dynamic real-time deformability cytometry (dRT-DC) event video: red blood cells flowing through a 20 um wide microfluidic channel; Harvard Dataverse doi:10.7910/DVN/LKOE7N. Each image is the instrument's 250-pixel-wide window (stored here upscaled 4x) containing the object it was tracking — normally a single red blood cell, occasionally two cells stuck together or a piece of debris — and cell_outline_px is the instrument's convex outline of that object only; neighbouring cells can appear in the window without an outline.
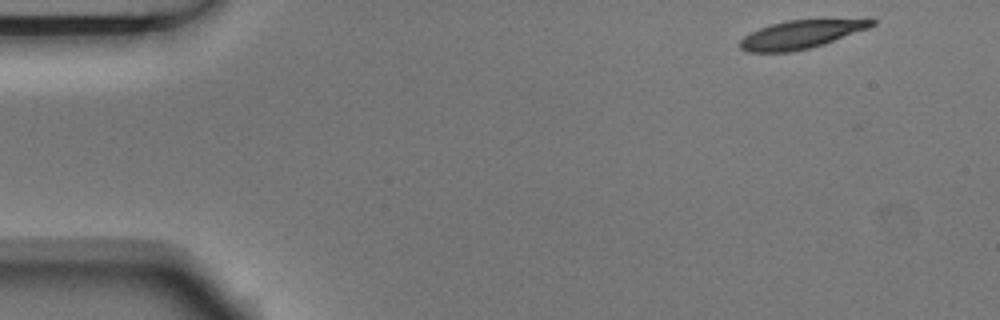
{"species": "Egyptian fruit bat (a non-hibernating species)", "species_latin": "Rousettus aegyptiacus", "temperature_condition": "room temperature", "stored_images_in_passage": 4, "camera_frame_rate_fps": 3000, "um_per_image_px": 0.085, "animal": {"sex": "male"}, "frame": {"image": 1, "passage_image": 1, "time_ms": 0.0, "image_size_px": [1000, 320], "cell_outline_px": [[876, 24], [868, 28], [824, 44], [792, 52], [748, 52], [740, 48], [740, 40], [744, 36], [760, 28], [784, 20], [872, 16], [876, 20]], "centroid_in_image_um": [68.24, 2.86], "position_along_channel_um": 16.8, "area_um2": 22.54}}
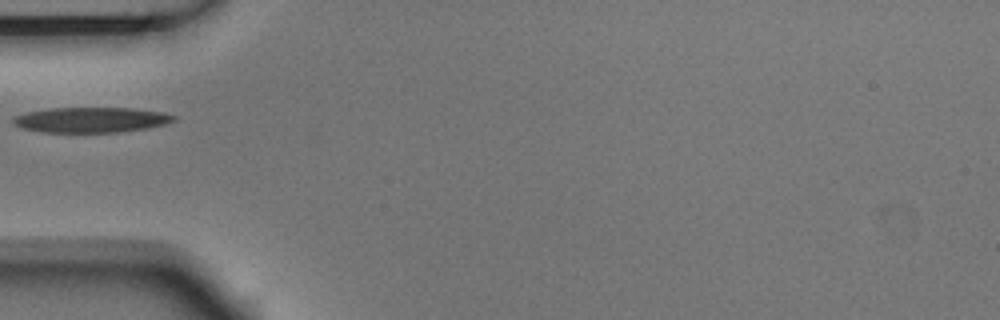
{"frame": {"image": 2, "passage_image": 4, "time_ms": 1.0, "image_size_px": [1000, 320], "cell_outline_px": [[176, 120], [164, 124], [148, 128], [120, 132], [44, 132], [20, 128], [12, 124], [12, 120], [16, 116], [28, 112], [52, 108], [132, 108], [160, 112], [176, 116]], "centroid_in_image_um": [7.73, 10.19], "position_along_channel_um": 77.3, "area_um2": 23.52}}